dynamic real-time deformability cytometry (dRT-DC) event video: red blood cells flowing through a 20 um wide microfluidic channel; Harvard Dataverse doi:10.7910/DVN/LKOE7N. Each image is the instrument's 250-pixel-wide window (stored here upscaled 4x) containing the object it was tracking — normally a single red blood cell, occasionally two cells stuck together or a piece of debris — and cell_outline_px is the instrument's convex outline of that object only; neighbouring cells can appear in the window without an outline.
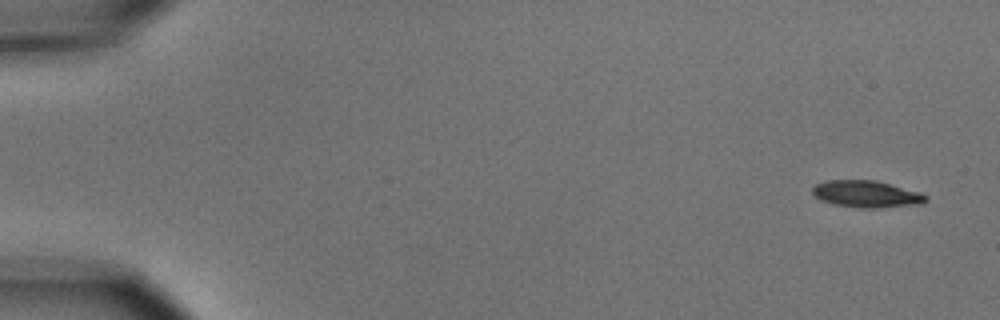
{"species": "common noctule bat (a hibernating species)", "species_latin": "Nyctalus noctula", "temperature_condition": "cold", "stored_images_in_passage": 5, "camera_frame_rate_fps": 3000, "um_per_image_px": 0.085, "animal": {"sex": "male", "body_mass_g": 15.6}, "frame": {"image": 1, "passage_image": 1, "time_ms": 0.0, "image_size_px": [1000, 320], "cell_outline_px": [[928, 200], [920, 204], [872, 208], [860, 208], [832, 204], [820, 200], [812, 192], [812, 188], [816, 184], [828, 180], [876, 180], [920, 192], [928, 196]], "centroid_in_image_um": [73.65, 16.49], "position_along_channel_um": 11.4, "area_um2": 17.74}}
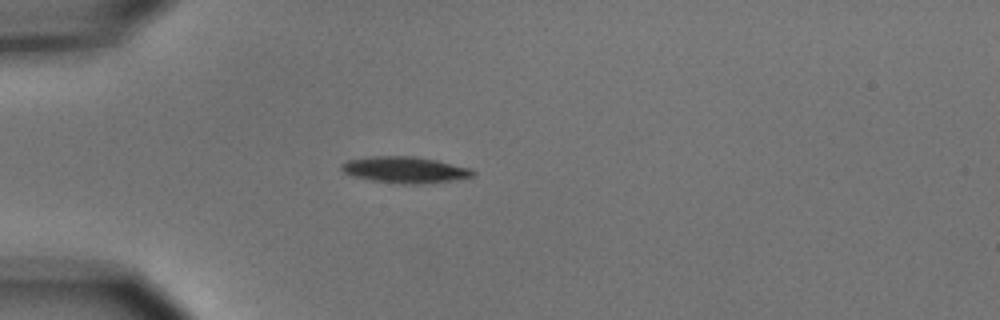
{"frame": {"image": 2, "passage_image": 4, "time_ms": 4.333, "image_size_px": [1000, 320], "cell_outline_px": [[476, 172], [472, 176], [452, 180], [420, 184], [404, 184], [372, 180], [352, 176], [344, 172], [340, 168], [340, 164], [348, 160], [372, 156], [412, 156], [436, 160], [472, 168]], "centroid_in_image_um": [34.41, 14.43], "position_along_channel_um": 50.6, "area_um2": 20.06}}